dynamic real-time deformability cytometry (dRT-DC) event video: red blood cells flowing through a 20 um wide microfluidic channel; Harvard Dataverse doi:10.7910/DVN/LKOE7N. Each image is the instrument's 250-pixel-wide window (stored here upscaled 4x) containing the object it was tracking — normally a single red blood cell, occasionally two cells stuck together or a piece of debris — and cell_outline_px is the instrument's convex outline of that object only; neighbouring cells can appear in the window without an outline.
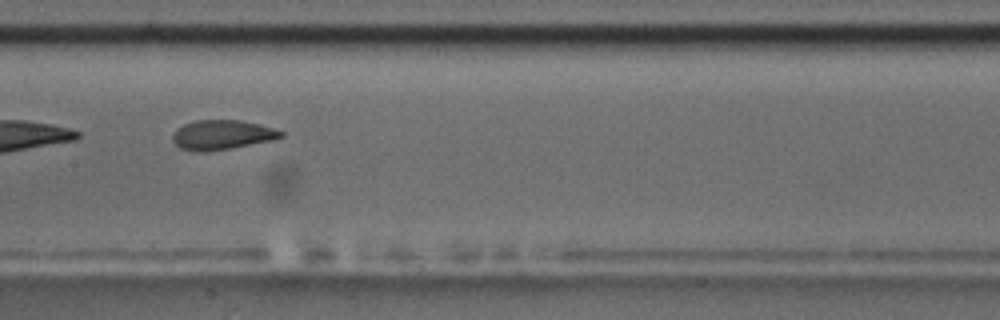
{"species": "common noctule bat (a hibernating species)", "species_latin": "Nyctalus noctula", "temperature_condition": "room temperature", "stored_images_in_passage": 8, "camera_frame_rate_fps": 3000, "um_per_image_px": 0.085, "animal": {"sex": "male", "body_mass_g": 17.5, "forearm_length_mm": 52.3}, "frame": {"image": 1, "passage_image": 6, "time_ms": 6.667, "image_size_px": [1000, 320], "cell_outline_px": [[284, 136], [272, 140], [232, 148], [204, 152], [196, 152], [180, 148], [172, 140], [172, 136], [176, 128], [184, 124], [196, 120], [240, 120], [272, 128], [284, 132]], "centroid_in_image_um": [18.83, 11.47], "position_along_channel_um": 188.6, "area_um2": 18.61}}